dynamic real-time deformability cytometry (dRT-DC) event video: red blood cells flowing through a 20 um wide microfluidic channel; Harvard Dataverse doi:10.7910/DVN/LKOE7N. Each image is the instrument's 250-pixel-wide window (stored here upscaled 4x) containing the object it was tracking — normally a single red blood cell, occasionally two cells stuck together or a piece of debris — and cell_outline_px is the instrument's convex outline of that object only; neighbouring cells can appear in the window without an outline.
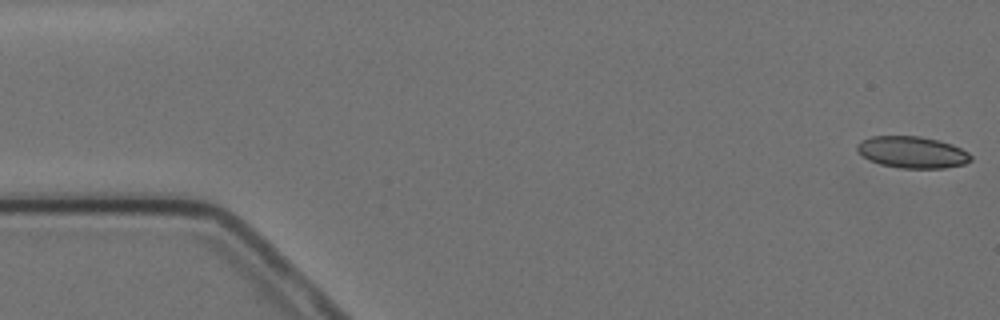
{"species": "Egyptian fruit bat (a non-hibernating species)", "species_latin": "Rousettus aegyptiacus", "temperature_condition": "cold", "stored_images_in_passage": 4, "camera_frame_rate_fps": 3000, "um_per_image_px": 0.085, "animal": {"sex": "female"}, "frame": {"image": 1, "passage_image": 1, "time_ms": 0.0, "image_size_px": [1000, 320], "cell_outline_px": [[972, 160], [964, 164], [944, 168], [900, 168], [880, 164], [864, 156], [856, 148], [856, 144], [860, 140], [872, 136], [920, 136], [952, 144], [968, 152], [972, 156]], "centroid_in_image_um": [77.55, 12.93], "position_along_channel_um": 7.4, "area_um2": 20.87}}
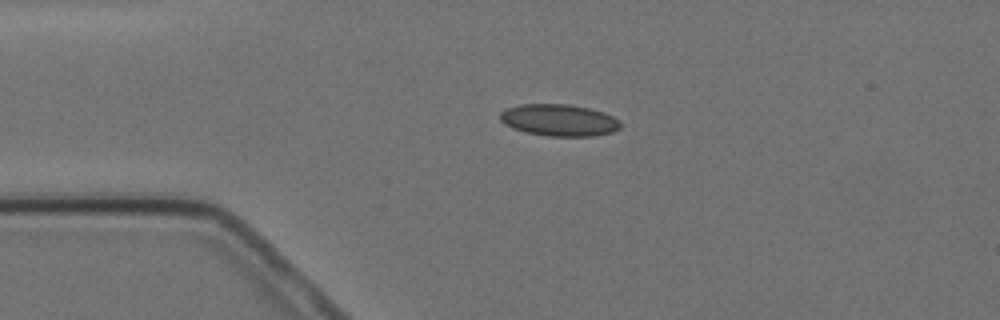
{"frame": {"image": 2, "passage_image": 4, "time_ms": 3.667, "image_size_px": [1000, 320], "cell_outline_px": [[620, 128], [612, 132], [596, 136], [548, 136], [524, 132], [512, 128], [504, 124], [500, 120], [500, 112], [504, 108], [520, 104], [568, 104], [588, 108], [604, 112], [620, 120]], "centroid_in_image_um": [47.49, 10.21], "position_along_channel_um": 37.5, "area_um2": 22.54}}